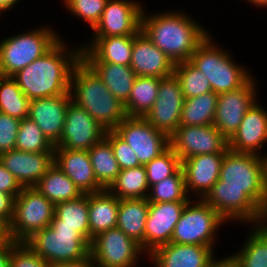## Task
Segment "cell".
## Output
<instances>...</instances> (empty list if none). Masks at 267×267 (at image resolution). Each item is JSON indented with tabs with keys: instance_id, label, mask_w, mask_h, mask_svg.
Returning a JSON list of instances; mask_svg holds the SVG:
<instances>
[{
	"instance_id": "1",
	"label": "cell",
	"mask_w": 267,
	"mask_h": 267,
	"mask_svg": "<svg viewBox=\"0 0 267 267\" xmlns=\"http://www.w3.org/2000/svg\"><path fill=\"white\" fill-rule=\"evenodd\" d=\"M203 200L225 221L262 224L267 220V156L224 154L219 180Z\"/></svg>"
},
{
	"instance_id": "2",
	"label": "cell",
	"mask_w": 267,
	"mask_h": 267,
	"mask_svg": "<svg viewBox=\"0 0 267 267\" xmlns=\"http://www.w3.org/2000/svg\"><path fill=\"white\" fill-rule=\"evenodd\" d=\"M65 47V42L59 40L42 57L12 76L30 100L70 93L71 74L81 60V48L68 52Z\"/></svg>"
},
{
	"instance_id": "3",
	"label": "cell",
	"mask_w": 267,
	"mask_h": 267,
	"mask_svg": "<svg viewBox=\"0 0 267 267\" xmlns=\"http://www.w3.org/2000/svg\"><path fill=\"white\" fill-rule=\"evenodd\" d=\"M162 13L147 16L142 11L141 30L175 64L190 60L208 31L186 13Z\"/></svg>"
},
{
	"instance_id": "4",
	"label": "cell",
	"mask_w": 267,
	"mask_h": 267,
	"mask_svg": "<svg viewBox=\"0 0 267 267\" xmlns=\"http://www.w3.org/2000/svg\"><path fill=\"white\" fill-rule=\"evenodd\" d=\"M69 92L71 100L106 131H113L127 117L124 104L82 59L73 68Z\"/></svg>"
},
{
	"instance_id": "5",
	"label": "cell",
	"mask_w": 267,
	"mask_h": 267,
	"mask_svg": "<svg viewBox=\"0 0 267 267\" xmlns=\"http://www.w3.org/2000/svg\"><path fill=\"white\" fill-rule=\"evenodd\" d=\"M25 243L50 266L79 261L90 254V243L76 227L60 226V220H52L50 226L36 232Z\"/></svg>"
},
{
	"instance_id": "6",
	"label": "cell",
	"mask_w": 267,
	"mask_h": 267,
	"mask_svg": "<svg viewBox=\"0 0 267 267\" xmlns=\"http://www.w3.org/2000/svg\"><path fill=\"white\" fill-rule=\"evenodd\" d=\"M217 46L208 35L189 61L209 80L212 91L219 95L241 87L251 76L246 68L235 65L227 51Z\"/></svg>"
},
{
	"instance_id": "7",
	"label": "cell",
	"mask_w": 267,
	"mask_h": 267,
	"mask_svg": "<svg viewBox=\"0 0 267 267\" xmlns=\"http://www.w3.org/2000/svg\"><path fill=\"white\" fill-rule=\"evenodd\" d=\"M49 27L13 37L0 43V75L13 76L35 59L42 57L60 38Z\"/></svg>"
},
{
	"instance_id": "8",
	"label": "cell",
	"mask_w": 267,
	"mask_h": 267,
	"mask_svg": "<svg viewBox=\"0 0 267 267\" xmlns=\"http://www.w3.org/2000/svg\"><path fill=\"white\" fill-rule=\"evenodd\" d=\"M54 206L35 187H22L14 200L13 218L6 228L7 235L16 242H26L36 232L50 226Z\"/></svg>"
},
{
	"instance_id": "9",
	"label": "cell",
	"mask_w": 267,
	"mask_h": 267,
	"mask_svg": "<svg viewBox=\"0 0 267 267\" xmlns=\"http://www.w3.org/2000/svg\"><path fill=\"white\" fill-rule=\"evenodd\" d=\"M187 202L175 225L172 243L208 246L213 249L215 231L225 220L203 199ZM192 205V206H191Z\"/></svg>"
},
{
	"instance_id": "10",
	"label": "cell",
	"mask_w": 267,
	"mask_h": 267,
	"mask_svg": "<svg viewBox=\"0 0 267 267\" xmlns=\"http://www.w3.org/2000/svg\"><path fill=\"white\" fill-rule=\"evenodd\" d=\"M141 246L115 227L95 236L90 243V256L98 267H134Z\"/></svg>"
},
{
	"instance_id": "11",
	"label": "cell",
	"mask_w": 267,
	"mask_h": 267,
	"mask_svg": "<svg viewBox=\"0 0 267 267\" xmlns=\"http://www.w3.org/2000/svg\"><path fill=\"white\" fill-rule=\"evenodd\" d=\"M113 131L134 150L141 165L147 164L169 147V137L144 117L127 116Z\"/></svg>"
},
{
	"instance_id": "12",
	"label": "cell",
	"mask_w": 267,
	"mask_h": 267,
	"mask_svg": "<svg viewBox=\"0 0 267 267\" xmlns=\"http://www.w3.org/2000/svg\"><path fill=\"white\" fill-rule=\"evenodd\" d=\"M169 147L182 161L195 155L225 154L228 140L213 124L179 126L169 137Z\"/></svg>"
},
{
	"instance_id": "13",
	"label": "cell",
	"mask_w": 267,
	"mask_h": 267,
	"mask_svg": "<svg viewBox=\"0 0 267 267\" xmlns=\"http://www.w3.org/2000/svg\"><path fill=\"white\" fill-rule=\"evenodd\" d=\"M184 95L176 76L161 78L157 98L144 118L168 137L180 126Z\"/></svg>"
},
{
	"instance_id": "14",
	"label": "cell",
	"mask_w": 267,
	"mask_h": 267,
	"mask_svg": "<svg viewBox=\"0 0 267 267\" xmlns=\"http://www.w3.org/2000/svg\"><path fill=\"white\" fill-rule=\"evenodd\" d=\"M255 84L250 77L241 87L218 95L213 125L227 140L238 130L248 109L257 102Z\"/></svg>"
},
{
	"instance_id": "15",
	"label": "cell",
	"mask_w": 267,
	"mask_h": 267,
	"mask_svg": "<svg viewBox=\"0 0 267 267\" xmlns=\"http://www.w3.org/2000/svg\"><path fill=\"white\" fill-rule=\"evenodd\" d=\"M106 130L88 112L71 101L68 104L65 124L55 148L88 151L105 137Z\"/></svg>"
},
{
	"instance_id": "16",
	"label": "cell",
	"mask_w": 267,
	"mask_h": 267,
	"mask_svg": "<svg viewBox=\"0 0 267 267\" xmlns=\"http://www.w3.org/2000/svg\"><path fill=\"white\" fill-rule=\"evenodd\" d=\"M142 6L131 0H108L94 37L135 35L141 29ZM96 35V36H95Z\"/></svg>"
},
{
	"instance_id": "17",
	"label": "cell",
	"mask_w": 267,
	"mask_h": 267,
	"mask_svg": "<svg viewBox=\"0 0 267 267\" xmlns=\"http://www.w3.org/2000/svg\"><path fill=\"white\" fill-rule=\"evenodd\" d=\"M187 202H149L144 232V250H147L148 254L154 249L171 242L175 225L180 219Z\"/></svg>"
},
{
	"instance_id": "18",
	"label": "cell",
	"mask_w": 267,
	"mask_h": 267,
	"mask_svg": "<svg viewBox=\"0 0 267 267\" xmlns=\"http://www.w3.org/2000/svg\"><path fill=\"white\" fill-rule=\"evenodd\" d=\"M174 66L141 29L134 35L130 67L136 76L165 78L173 75Z\"/></svg>"
},
{
	"instance_id": "19",
	"label": "cell",
	"mask_w": 267,
	"mask_h": 267,
	"mask_svg": "<svg viewBox=\"0 0 267 267\" xmlns=\"http://www.w3.org/2000/svg\"><path fill=\"white\" fill-rule=\"evenodd\" d=\"M0 162L22 187H34L54 165V153H32L13 149L0 154Z\"/></svg>"
},
{
	"instance_id": "20",
	"label": "cell",
	"mask_w": 267,
	"mask_h": 267,
	"mask_svg": "<svg viewBox=\"0 0 267 267\" xmlns=\"http://www.w3.org/2000/svg\"><path fill=\"white\" fill-rule=\"evenodd\" d=\"M71 101L70 93L30 101L28 117L37 124L54 146L60 140L65 124L66 110Z\"/></svg>"
},
{
	"instance_id": "21",
	"label": "cell",
	"mask_w": 267,
	"mask_h": 267,
	"mask_svg": "<svg viewBox=\"0 0 267 267\" xmlns=\"http://www.w3.org/2000/svg\"><path fill=\"white\" fill-rule=\"evenodd\" d=\"M264 109L256 102L248 109L238 130L228 140V149L260 155L259 150L267 142V111Z\"/></svg>"
},
{
	"instance_id": "22",
	"label": "cell",
	"mask_w": 267,
	"mask_h": 267,
	"mask_svg": "<svg viewBox=\"0 0 267 267\" xmlns=\"http://www.w3.org/2000/svg\"><path fill=\"white\" fill-rule=\"evenodd\" d=\"M213 253L208 246L170 242L148 255L157 267H210L216 261Z\"/></svg>"
},
{
	"instance_id": "23",
	"label": "cell",
	"mask_w": 267,
	"mask_h": 267,
	"mask_svg": "<svg viewBox=\"0 0 267 267\" xmlns=\"http://www.w3.org/2000/svg\"><path fill=\"white\" fill-rule=\"evenodd\" d=\"M224 154L195 155L181 161L186 191L197 193L203 199L219 180ZM190 189V190H189ZM200 194V195H199Z\"/></svg>"
},
{
	"instance_id": "24",
	"label": "cell",
	"mask_w": 267,
	"mask_h": 267,
	"mask_svg": "<svg viewBox=\"0 0 267 267\" xmlns=\"http://www.w3.org/2000/svg\"><path fill=\"white\" fill-rule=\"evenodd\" d=\"M54 164L75 183L83 194L104 190L96 180L88 151L54 148Z\"/></svg>"
},
{
	"instance_id": "25",
	"label": "cell",
	"mask_w": 267,
	"mask_h": 267,
	"mask_svg": "<svg viewBox=\"0 0 267 267\" xmlns=\"http://www.w3.org/2000/svg\"><path fill=\"white\" fill-rule=\"evenodd\" d=\"M81 47L84 62H107L130 66L134 35L94 37Z\"/></svg>"
},
{
	"instance_id": "26",
	"label": "cell",
	"mask_w": 267,
	"mask_h": 267,
	"mask_svg": "<svg viewBox=\"0 0 267 267\" xmlns=\"http://www.w3.org/2000/svg\"><path fill=\"white\" fill-rule=\"evenodd\" d=\"M118 209L119 198L107 189L88 193L90 243L99 233L117 226Z\"/></svg>"
},
{
	"instance_id": "27",
	"label": "cell",
	"mask_w": 267,
	"mask_h": 267,
	"mask_svg": "<svg viewBox=\"0 0 267 267\" xmlns=\"http://www.w3.org/2000/svg\"><path fill=\"white\" fill-rule=\"evenodd\" d=\"M149 211L147 198L119 199L117 228L138 243L144 251V232Z\"/></svg>"
},
{
	"instance_id": "28",
	"label": "cell",
	"mask_w": 267,
	"mask_h": 267,
	"mask_svg": "<svg viewBox=\"0 0 267 267\" xmlns=\"http://www.w3.org/2000/svg\"><path fill=\"white\" fill-rule=\"evenodd\" d=\"M85 63L98 75L112 95L122 104L127 102L137 77L130 66L107 62Z\"/></svg>"
},
{
	"instance_id": "29",
	"label": "cell",
	"mask_w": 267,
	"mask_h": 267,
	"mask_svg": "<svg viewBox=\"0 0 267 267\" xmlns=\"http://www.w3.org/2000/svg\"><path fill=\"white\" fill-rule=\"evenodd\" d=\"M54 205L79 198L83 193L75 183L55 164L34 186Z\"/></svg>"
},
{
	"instance_id": "30",
	"label": "cell",
	"mask_w": 267,
	"mask_h": 267,
	"mask_svg": "<svg viewBox=\"0 0 267 267\" xmlns=\"http://www.w3.org/2000/svg\"><path fill=\"white\" fill-rule=\"evenodd\" d=\"M160 79L159 77H136L130 96L124 104L127 116L144 117L147 114L157 98Z\"/></svg>"
},
{
	"instance_id": "31",
	"label": "cell",
	"mask_w": 267,
	"mask_h": 267,
	"mask_svg": "<svg viewBox=\"0 0 267 267\" xmlns=\"http://www.w3.org/2000/svg\"><path fill=\"white\" fill-rule=\"evenodd\" d=\"M218 94L213 91L185 99L180 126H206L214 122Z\"/></svg>"
},
{
	"instance_id": "32",
	"label": "cell",
	"mask_w": 267,
	"mask_h": 267,
	"mask_svg": "<svg viewBox=\"0 0 267 267\" xmlns=\"http://www.w3.org/2000/svg\"><path fill=\"white\" fill-rule=\"evenodd\" d=\"M88 154L96 180L103 189H108L120 173L110 142L104 137L88 150Z\"/></svg>"
},
{
	"instance_id": "33",
	"label": "cell",
	"mask_w": 267,
	"mask_h": 267,
	"mask_svg": "<svg viewBox=\"0 0 267 267\" xmlns=\"http://www.w3.org/2000/svg\"><path fill=\"white\" fill-rule=\"evenodd\" d=\"M53 220H60V226L76 227L90 243L88 193L77 199L55 204Z\"/></svg>"
},
{
	"instance_id": "34",
	"label": "cell",
	"mask_w": 267,
	"mask_h": 267,
	"mask_svg": "<svg viewBox=\"0 0 267 267\" xmlns=\"http://www.w3.org/2000/svg\"><path fill=\"white\" fill-rule=\"evenodd\" d=\"M267 222L253 227L246 243L237 254L230 258L238 267H267Z\"/></svg>"
},
{
	"instance_id": "35",
	"label": "cell",
	"mask_w": 267,
	"mask_h": 267,
	"mask_svg": "<svg viewBox=\"0 0 267 267\" xmlns=\"http://www.w3.org/2000/svg\"><path fill=\"white\" fill-rule=\"evenodd\" d=\"M107 190L119 199L147 198L150 187L144 165L120 170Z\"/></svg>"
},
{
	"instance_id": "36",
	"label": "cell",
	"mask_w": 267,
	"mask_h": 267,
	"mask_svg": "<svg viewBox=\"0 0 267 267\" xmlns=\"http://www.w3.org/2000/svg\"><path fill=\"white\" fill-rule=\"evenodd\" d=\"M30 99L12 76L0 75V112L19 120L28 117Z\"/></svg>"
},
{
	"instance_id": "37",
	"label": "cell",
	"mask_w": 267,
	"mask_h": 267,
	"mask_svg": "<svg viewBox=\"0 0 267 267\" xmlns=\"http://www.w3.org/2000/svg\"><path fill=\"white\" fill-rule=\"evenodd\" d=\"M185 99L212 91L209 80L189 60L175 64L174 73Z\"/></svg>"
},
{
	"instance_id": "38",
	"label": "cell",
	"mask_w": 267,
	"mask_h": 267,
	"mask_svg": "<svg viewBox=\"0 0 267 267\" xmlns=\"http://www.w3.org/2000/svg\"><path fill=\"white\" fill-rule=\"evenodd\" d=\"M148 201L154 203L189 201L186 191L185 178L180 167L172 176H169L150 187Z\"/></svg>"
},
{
	"instance_id": "39",
	"label": "cell",
	"mask_w": 267,
	"mask_h": 267,
	"mask_svg": "<svg viewBox=\"0 0 267 267\" xmlns=\"http://www.w3.org/2000/svg\"><path fill=\"white\" fill-rule=\"evenodd\" d=\"M15 149L32 153H54L55 146L29 117L20 120Z\"/></svg>"
},
{
	"instance_id": "40",
	"label": "cell",
	"mask_w": 267,
	"mask_h": 267,
	"mask_svg": "<svg viewBox=\"0 0 267 267\" xmlns=\"http://www.w3.org/2000/svg\"><path fill=\"white\" fill-rule=\"evenodd\" d=\"M149 187L161 180L172 176L180 167L181 160L177 154L168 147L159 156L144 165Z\"/></svg>"
},
{
	"instance_id": "41",
	"label": "cell",
	"mask_w": 267,
	"mask_h": 267,
	"mask_svg": "<svg viewBox=\"0 0 267 267\" xmlns=\"http://www.w3.org/2000/svg\"><path fill=\"white\" fill-rule=\"evenodd\" d=\"M66 8L75 16L83 18L93 29L99 22L108 0H64Z\"/></svg>"
},
{
	"instance_id": "42",
	"label": "cell",
	"mask_w": 267,
	"mask_h": 267,
	"mask_svg": "<svg viewBox=\"0 0 267 267\" xmlns=\"http://www.w3.org/2000/svg\"><path fill=\"white\" fill-rule=\"evenodd\" d=\"M105 138L112 146L120 170L141 166L134 150L114 131H106Z\"/></svg>"
},
{
	"instance_id": "43",
	"label": "cell",
	"mask_w": 267,
	"mask_h": 267,
	"mask_svg": "<svg viewBox=\"0 0 267 267\" xmlns=\"http://www.w3.org/2000/svg\"><path fill=\"white\" fill-rule=\"evenodd\" d=\"M9 267H50L27 243L17 242L12 250Z\"/></svg>"
},
{
	"instance_id": "44",
	"label": "cell",
	"mask_w": 267,
	"mask_h": 267,
	"mask_svg": "<svg viewBox=\"0 0 267 267\" xmlns=\"http://www.w3.org/2000/svg\"><path fill=\"white\" fill-rule=\"evenodd\" d=\"M20 120L0 112V154L15 149Z\"/></svg>"
},
{
	"instance_id": "45",
	"label": "cell",
	"mask_w": 267,
	"mask_h": 267,
	"mask_svg": "<svg viewBox=\"0 0 267 267\" xmlns=\"http://www.w3.org/2000/svg\"><path fill=\"white\" fill-rule=\"evenodd\" d=\"M22 186L0 162V191L11 194L14 198L21 192Z\"/></svg>"
},
{
	"instance_id": "46",
	"label": "cell",
	"mask_w": 267,
	"mask_h": 267,
	"mask_svg": "<svg viewBox=\"0 0 267 267\" xmlns=\"http://www.w3.org/2000/svg\"><path fill=\"white\" fill-rule=\"evenodd\" d=\"M15 198L0 191V222L7 228L13 218Z\"/></svg>"
},
{
	"instance_id": "47",
	"label": "cell",
	"mask_w": 267,
	"mask_h": 267,
	"mask_svg": "<svg viewBox=\"0 0 267 267\" xmlns=\"http://www.w3.org/2000/svg\"><path fill=\"white\" fill-rule=\"evenodd\" d=\"M16 243L8 235L0 241V267H9L11 250Z\"/></svg>"
},
{
	"instance_id": "48",
	"label": "cell",
	"mask_w": 267,
	"mask_h": 267,
	"mask_svg": "<svg viewBox=\"0 0 267 267\" xmlns=\"http://www.w3.org/2000/svg\"><path fill=\"white\" fill-rule=\"evenodd\" d=\"M50 267H98L90 254L82 260L74 262H60L58 264L51 265Z\"/></svg>"
},
{
	"instance_id": "49",
	"label": "cell",
	"mask_w": 267,
	"mask_h": 267,
	"mask_svg": "<svg viewBox=\"0 0 267 267\" xmlns=\"http://www.w3.org/2000/svg\"><path fill=\"white\" fill-rule=\"evenodd\" d=\"M210 267H238V265L229 257L216 260Z\"/></svg>"
},
{
	"instance_id": "50",
	"label": "cell",
	"mask_w": 267,
	"mask_h": 267,
	"mask_svg": "<svg viewBox=\"0 0 267 267\" xmlns=\"http://www.w3.org/2000/svg\"><path fill=\"white\" fill-rule=\"evenodd\" d=\"M16 3H18V0H0V14L3 11L5 12V10L12 8Z\"/></svg>"
},
{
	"instance_id": "51",
	"label": "cell",
	"mask_w": 267,
	"mask_h": 267,
	"mask_svg": "<svg viewBox=\"0 0 267 267\" xmlns=\"http://www.w3.org/2000/svg\"><path fill=\"white\" fill-rule=\"evenodd\" d=\"M248 2L254 4V5H258V7L260 6H264L267 7V0H247Z\"/></svg>"
},
{
	"instance_id": "52",
	"label": "cell",
	"mask_w": 267,
	"mask_h": 267,
	"mask_svg": "<svg viewBox=\"0 0 267 267\" xmlns=\"http://www.w3.org/2000/svg\"><path fill=\"white\" fill-rule=\"evenodd\" d=\"M7 236L6 227L0 222V241Z\"/></svg>"
}]
</instances>
